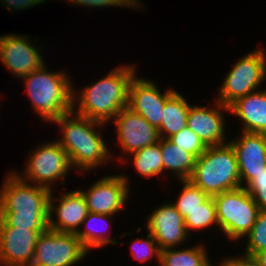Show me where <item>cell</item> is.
<instances>
[{"label":"cell","instance_id":"cell-30","mask_svg":"<svg viewBox=\"0 0 266 266\" xmlns=\"http://www.w3.org/2000/svg\"><path fill=\"white\" fill-rule=\"evenodd\" d=\"M244 188L251 195L260 210H266V167L260 173L255 174V178Z\"/></svg>","mask_w":266,"mask_h":266},{"label":"cell","instance_id":"cell-11","mask_svg":"<svg viewBox=\"0 0 266 266\" xmlns=\"http://www.w3.org/2000/svg\"><path fill=\"white\" fill-rule=\"evenodd\" d=\"M29 38V35L16 33L0 36V62L15 78L21 79L46 64L40 53L42 45L36 46L39 39L31 41Z\"/></svg>","mask_w":266,"mask_h":266},{"label":"cell","instance_id":"cell-32","mask_svg":"<svg viewBox=\"0 0 266 266\" xmlns=\"http://www.w3.org/2000/svg\"><path fill=\"white\" fill-rule=\"evenodd\" d=\"M2 6L8 9V11H20L29 9L30 7H34L36 5L43 4L46 0H0Z\"/></svg>","mask_w":266,"mask_h":266},{"label":"cell","instance_id":"cell-2","mask_svg":"<svg viewBox=\"0 0 266 266\" xmlns=\"http://www.w3.org/2000/svg\"><path fill=\"white\" fill-rule=\"evenodd\" d=\"M50 193L8 171L0 189V226L47 230Z\"/></svg>","mask_w":266,"mask_h":266},{"label":"cell","instance_id":"cell-26","mask_svg":"<svg viewBox=\"0 0 266 266\" xmlns=\"http://www.w3.org/2000/svg\"><path fill=\"white\" fill-rule=\"evenodd\" d=\"M180 183L182 184V189L177 200L170 202L184 219L189 215V212L199 207L209 196L190 180H180Z\"/></svg>","mask_w":266,"mask_h":266},{"label":"cell","instance_id":"cell-1","mask_svg":"<svg viewBox=\"0 0 266 266\" xmlns=\"http://www.w3.org/2000/svg\"><path fill=\"white\" fill-rule=\"evenodd\" d=\"M52 124H59L62 138L56 141L67 152L72 168L78 173L82 171L80 174L84 175L92 169L97 171L104 164L108 165V161H115L102 135L107 124L90 120L74 111L61 115Z\"/></svg>","mask_w":266,"mask_h":266},{"label":"cell","instance_id":"cell-31","mask_svg":"<svg viewBox=\"0 0 266 266\" xmlns=\"http://www.w3.org/2000/svg\"><path fill=\"white\" fill-rule=\"evenodd\" d=\"M68 3L74 6H85L89 8H105V7H126L132 9H142L144 5H141L139 0H66ZM142 7V8H141Z\"/></svg>","mask_w":266,"mask_h":266},{"label":"cell","instance_id":"cell-22","mask_svg":"<svg viewBox=\"0 0 266 266\" xmlns=\"http://www.w3.org/2000/svg\"><path fill=\"white\" fill-rule=\"evenodd\" d=\"M204 242L193 247L161 250L160 266H217L210 262Z\"/></svg>","mask_w":266,"mask_h":266},{"label":"cell","instance_id":"cell-10","mask_svg":"<svg viewBox=\"0 0 266 266\" xmlns=\"http://www.w3.org/2000/svg\"><path fill=\"white\" fill-rule=\"evenodd\" d=\"M129 181L124 174L106 175L87 190L79 189L85 197L88 212L112 216L121 212L130 198Z\"/></svg>","mask_w":266,"mask_h":266},{"label":"cell","instance_id":"cell-8","mask_svg":"<svg viewBox=\"0 0 266 266\" xmlns=\"http://www.w3.org/2000/svg\"><path fill=\"white\" fill-rule=\"evenodd\" d=\"M266 79V49L257 48L239 59L228 71L216 101L229 107L237 99L257 91Z\"/></svg>","mask_w":266,"mask_h":266},{"label":"cell","instance_id":"cell-27","mask_svg":"<svg viewBox=\"0 0 266 266\" xmlns=\"http://www.w3.org/2000/svg\"><path fill=\"white\" fill-rule=\"evenodd\" d=\"M246 247L244 256L253 257L256 253L266 250V210H260L251 231L245 236Z\"/></svg>","mask_w":266,"mask_h":266},{"label":"cell","instance_id":"cell-20","mask_svg":"<svg viewBox=\"0 0 266 266\" xmlns=\"http://www.w3.org/2000/svg\"><path fill=\"white\" fill-rule=\"evenodd\" d=\"M160 151L163 162V172L168 171L179 181L189 180L195 166L196 158L169 139L160 138Z\"/></svg>","mask_w":266,"mask_h":266},{"label":"cell","instance_id":"cell-9","mask_svg":"<svg viewBox=\"0 0 266 266\" xmlns=\"http://www.w3.org/2000/svg\"><path fill=\"white\" fill-rule=\"evenodd\" d=\"M88 253L75 233L47 229L37 239L30 266H74Z\"/></svg>","mask_w":266,"mask_h":266},{"label":"cell","instance_id":"cell-16","mask_svg":"<svg viewBox=\"0 0 266 266\" xmlns=\"http://www.w3.org/2000/svg\"><path fill=\"white\" fill-rule=\"evenodd\" d=\"M44 231L0 226V265L30 266L37 239Z\"/></svg>","mask_w":266,"mask_h":266},{"label":"cell","instance_id":"cell-33","mask_svg":"<svg viewBox=\"0 0 266 266\" xmlns=\"http://www.w3.org/2000/svg\"><path fill=\"white\" fill-rule=\"evenodd\" d=\"M239 257L231 256L219 261L217 266H258L257 263L251 258L244 255H237Z\"/></svg>","mask_w":266,"mask_h":266},{"label":"cell","instance_id":"cell-23","mask_svg":"<svg viewBox=\"0 0 266 266\" xmlns=\"http://www.w3.org/2000/svg\"><path fill=\"white\" fill-rule=\"evenodd\" d=\"M114 216L112 215H105V214H97V213H91L88 212L86 218L82 222V225H84L83 229H79L78 232L76 233V236L80 239L82 245L84 248L90 252L93 248H100L103 246H106L108 244H119L117 242L116 238H113L112 236L106 235V232L104 229L105 227H102V230H98L96 228L98 227H93L95 226V223H100L109 221H112ZM105 224V223H103ZM102 224V225H103ZM97 230V231H96ZM107 230V229H106Z\"/></svg>","mask_w":266,"mask_h":266},{"label":"cell","instance_id":"cell-28","mask_svg":"<svg viewBox=\"0 0 266 266\" xmlns=\"http://www.w3.org/2000/svg\"><path fill=\"white\" fill-rule=\"evenodd\" d=\"M147 237L138 238L131 243V256L134 260L143 263L148 262L155 256V259L160 266L161 249L159 248L154 237L148 232Z\"/></svg>","mask_w":266,"mask_h":266},{"label":"cell","instance_id":"cell-5","mask_svg":"<svg viewBox=\"0 0 266 266\" xmlns=\"http://www.w3.org/2000/svg\"><path fill=\"white\" fill-rule=\"evenodd\" d=\"M189 180L210 197L240 188L239 167L231 144L207 147L196 159Z\"/></svg>","mask_w":266,"mask_h":266},{"label":"cell","instance_id":"cell-7","mask_svg":"<svg viewBox=\"0 0 266 266\" xmlns=\"http://www.w3.org/2000/svg\"><path fill=\"white\" fill-rule=\"evenodd\" d=\"M31 152L24 165V167L26 166L24 171L22 170L21 173L14 171L22 180L42 186L50 191H53L52 185L56 182L60 181L65 184V181L63 182L65 176L74 169L67 152L56 139L36 146L35 150H31Z\"/></svg>","mask_w":266,"mask_h":266},{"label":"cell","instance_id":"cell-34","mask_svg":"<svg viewBox=\"0 0 266 266\" xmlns=\"http://www.w3.org/2000/svg\"><path fill=\"white\" fill-rule=\"evenodd\" d=\"M252 259L257 263L258 266H266V250L256 253Z\"/></svg>","mask_w":266,"mask_h":266},{"label":"cell","instance_id":"cell-4","mask_svg":"<svg viewBox=\"0 0 266 266\" xmlns=\"http://www.w3.org/2000/svg\"><path fill=\"white\" fill-rule=\"evenodd\" d=\"M44 64L40 69L22 77L32 108L44 122L52 123L61 115L73 111L72 77L66 71H48Z\"/></svg>","mask_w":266,"mask_h":266},{"label":"cell","instance_id":"cell-21","mask_svg":"<svg viewBox=\"0 0 266 266\" xmlns=\"http://www.w3.org/2000/svg\"><path fill=\"white\" fill-rule=\"evenodd\" d=\"M190 104L178 91H175L165 102L162 121L158 129L160 138L168 139L187 127V116Z\"/></svg>","mask_w":266,"mask_h":266},{"label":"cell","instance_id":"cell-25","mask_svg":"<svg viewBox=\"0 0 266 266\" xmlns=\"http://www.w3.org/2000/svg\"><path fill=\"white\" fill-rule=\"evenodd\" d=\"M184 223L189 235L191 231H204L205 229L211 228L210 226L219 228L213 197L209 196L199 207L189 212V215L184 218Z\"/></svg>","mask_w":266,"mask_h":266},{"label":"cell","instance_id":"cell-19","mask_svg":"<svg viewBox=\"0 0 266 266\" xmlns=\"http://www.w3.org/2000/svg\"><path fill=\"white\" fill-rule=\"evenodd\" d=\"M243 124V132L266 134V89L251 92L229 106Z\"/></svg>","mask_w":266,"mask_h":266},{"label":"cell","instance_id":"cell-13","mask_svg":"<svg viewBox=\"0 0 266 266\" xmlns=\"http://www.w3.org/2000/svg\"><path fill=\"white\" fill-rule=\"evenodd\" d=\"M175 91L169 88L162 93L158 84L135 75L129 85L128 107L159 129L165 102Z\"/></svg>","mask_w":266,"mask_h":266},{"label":"cell","instance_id":"cell-6","mask_svg":"<svg viewBox=\"0 0 266 266\" xmlns=\"http://www.w3.org/2000/svg\"><path fill=\"white\" fill-rule=\"evenodd\" d=\"M213 199L219 229L229 241L238 243L251 231L260 208L244 187L222 192Z\"/></svg>","mask_w":266,"mask_h":266},{"label":"cell","instance_id":"cell-3","mask_svg":"<svg viewBox=\"0 0 266 266\" xmlns=\"http://www.w3.org/2000/svg\"><path fill=\"white\" fill-rule=\"evenodd\" d=\"M135 66L128 63L114 67L102 79L84 86L81 91L73 88V111L80 116L108 125V122L128 106L129 85L137 75Z\"/></svg>","mask_w":266,"mask_h":266},{"label":"cell","instance_id":"cell-29","mask_svg":"<svg viewBox=\"0 0 266 266\" xmlns=\"http://www.w3.org/2000/svg\"><path fill=\"white\" fill-rule=\"evenodd\" d=\"M168 139L176 146L181 147V149L192 154L196 159L207 149V146L203 143L200 137L188 127L173 134Z\"/></svg>","mask_w":266,"mask_h":266},{"label":"cell","instance_id":"cell-12","mask_svg":"<svg viewBox=\"0 0 266 266\" xmlns=\"http://www.w3.org/2000/svg\"><path fill=\"white\" fill-rule=\"evenodd\" d=\"M112 121L116 125L115 134L124 154H132L160 140L158 129L128 106L123 108Z\"/></svg>","mask_w":266,"mask_h":266},{"label":"cell","instance_id":"cell-17","mask_svg":"<svg viewBox=\"0 0 266 266\" xmlns=\"http://www.w3.org/2000/svg\"><path fill=\"white\" fill-rule=\"evenodd\" d=\"M215 105V107H214ZM229 107L219 101H214L213 107L190 105L187 116V127L200 137L203 143L209 146L226 144V128L224 112Z\"/></svg>","mask_w":266,"mask_h":266},{"label":"cell","instance_id":"cell-18","mask_svg":"<svg viewBox=\"0 0 266 266\" xmlns=\"http://www.w3.org/2000/svg\"><path fill=\"white\" fill-rule=\"evenodd\" d=\"M241 134L228 141L235 151L241 187H244L266 167V134L243 131Z\"/></svg>","mask_w":266,"mask_h":266},{"label":"cell","instance_id":"cell-15","mask_svg":"<svg viewBox=\"0 0 266 266\" xmlns=\"http://www.w3.org/2000/svg\"><path fill=\"white\" fill-rule=\"evenodd\" d=\"M147 216L145 227L161 250L180 247L191 236L186 231L182 215L170 201L156 207Z\"/></svg>","mask_w":266,"mask_h":266},{"label":"cell","instance_id":"cell-14","mask_svg":"<svg viewBox=\"0 0 266 266\" xmlns=\"http://www.w3.org/2000/svg\"><path fill=\"white\" fill-rule=\"evenodd\" d=\"M49 196L48 229L56 232L77 233L88 214L85 197L79 189L61 192V196ZM57 204L54 203L56 201ZM56 214V219L53 218Z\"/></svg>","mask_w":266,"mask_h":266},{"label":"cell","instance_id":"cell-24","mask_svg":"<svg viewBox=\"0 0 266 266\" xmlns=\"http://www.w3.org/2000/svg\"><path fill=\"white\" fill-rule=\"evenodd\" d=\"M133 159L135 171L145 178H151L163 173V162L160 151V140L158 143L147 146L132 154H129Z\"/></svg>","mask_w":266,"mask_h":266}]
</instances>
